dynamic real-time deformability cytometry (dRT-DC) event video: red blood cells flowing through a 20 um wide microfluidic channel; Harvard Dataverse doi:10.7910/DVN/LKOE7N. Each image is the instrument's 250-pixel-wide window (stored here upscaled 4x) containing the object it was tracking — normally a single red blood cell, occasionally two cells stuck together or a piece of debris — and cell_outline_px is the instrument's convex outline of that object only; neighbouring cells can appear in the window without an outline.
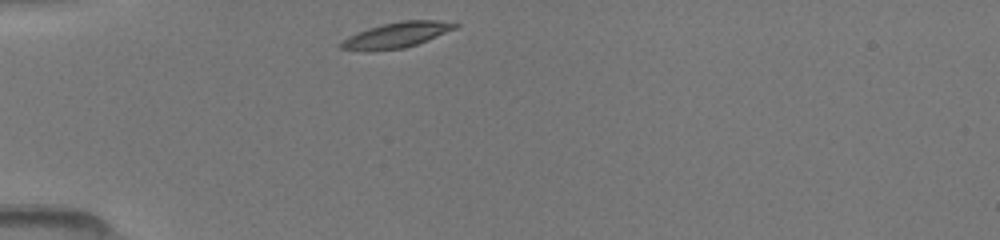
{"species": "common noctule bat (a hibernating species)", "species_latin": "Nyctalus noctula", "temperature_condition": "room temperature", "stored_images_in_passage": 44, "camera_frame_rate_fps": 3000, "um_per_image_px": 0.085, "animal": {"sex": "female", "body_mass_g": 19.5, "forearm_length_mm": 54.1}, "frame": {"image": 1, "passage_image": 1, "time_ms": 0.0, "image_size_px": [1000, 240], "cell_outline_px": [[460, 24], [456, 28], [416, 44], [404, 48], [368, 52], [340, 48], [340, 44], [348, 36], [368, 28], [384, 24], [404, 20], [436, 20]], "centroid_in_image_um": [33.67, 2.99], "position_along_channel_um": 51.3, "area_um2": 16.7}}
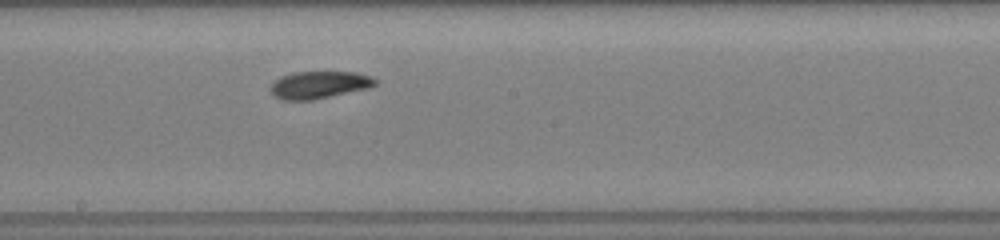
{"frame": {"image": 2, "passage_image": 17, "time_ms": 4.667, "image_size_px": [1000, 240], "cell_outline_px": [[376, 84], [368, 88], [312, 100], [280, 100], [272, 96], [268, 88], [280, 76], [292, 72], [356, 72], [368, 76], [376, 80]], "centroid_in_image_um": [27.04, 7.22], "position_along_channel_um": 221.2, "area_um2": 16.7}}
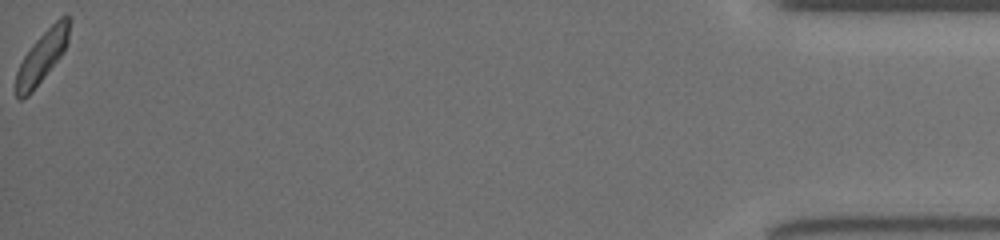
{"frame": {"image": 3, "passage_image": 44, "time_ms": 12.0, "image_size_px": [1000, 240], "cell_outline_px": [[72, 20], [68, 40], [64, 52], [32, 92], [28, 96], [20, 100], [16, 96], [16, 72], [24, 56], [32, 44], [60, 16], [68, 12]], "centroid_in_image_um": [3.62, 4.77], "position_along_channel_um": 431.6, "area_um2": 16.13}}